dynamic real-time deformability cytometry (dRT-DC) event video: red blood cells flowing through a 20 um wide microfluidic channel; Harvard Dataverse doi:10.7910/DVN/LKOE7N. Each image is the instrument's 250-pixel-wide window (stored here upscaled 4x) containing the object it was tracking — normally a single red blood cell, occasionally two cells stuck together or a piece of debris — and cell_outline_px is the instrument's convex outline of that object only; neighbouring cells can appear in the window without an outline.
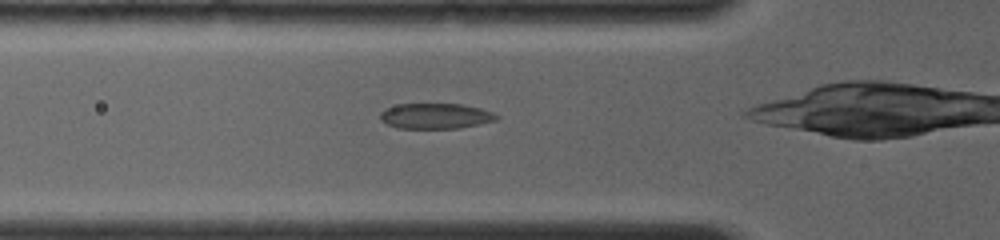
{"species": "common noctule bat (a hibernating species)", "species_latin": "Nyctalus noctula", "temperature_condition": "room temperature", "stored_images_in_passage": 5, "camera_frame_rate_fps": 4000, "um_per_image_px": 0.085, "animal": {"sex": "female", "body_mass_g": 19.0, "forearm_length_mm": 56.7}, "frame": {"image": 1, "passage_image": 2, "time_ms": 0.5, "image_size_px": [1000, 240], "cell_outline_px": [[500, 116], [496, 120], [460, 128], [396, 128], [380, 120], [380, 112], [384, 108], [400, 104], [460, 104], [480, 108], [492, 112]], "centroid_in_image_um": [37.0, 9.86], "position_along_channel_um": 88.8, "area_um2": 17.22}}